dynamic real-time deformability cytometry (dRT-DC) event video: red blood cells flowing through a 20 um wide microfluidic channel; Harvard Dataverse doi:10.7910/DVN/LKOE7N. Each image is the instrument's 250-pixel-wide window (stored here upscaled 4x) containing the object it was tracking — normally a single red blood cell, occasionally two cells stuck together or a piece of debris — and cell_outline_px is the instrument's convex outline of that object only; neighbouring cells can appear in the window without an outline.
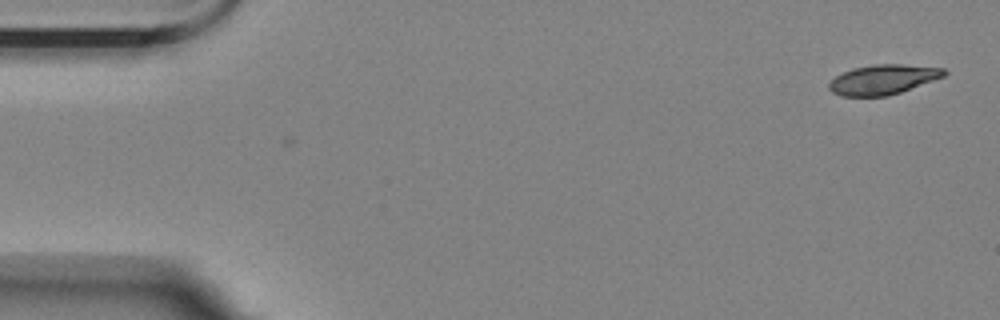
{"species": "Egyptian fruit bat (a non-hibernating species)", "species_latin": "Rousettus aegyptiacus", "temperature_condition": "room temperature", "stored_images_in_passage": 2, "camera_frame_rate_fps": 3000, "um_per_image_px": 0.085, "animal": {"sex": "female"}, "frame": {"image": 1, "passage_image": 1, "time_ms": 0.0, "image_size_px": [1000, 320], "cell_outline_px": [[948, 72], [944, 76], [900, 92], [888, 96], [840, 96], [832, 92], [828, 88], [828, 84], [836, 76], [852, 68], [876, 64], [900, 64], [944, 68]], "centroid_in_image_um": [75.04, 6.76], "position_along_channel_um": 10.0, "area_um2": 19.83}}